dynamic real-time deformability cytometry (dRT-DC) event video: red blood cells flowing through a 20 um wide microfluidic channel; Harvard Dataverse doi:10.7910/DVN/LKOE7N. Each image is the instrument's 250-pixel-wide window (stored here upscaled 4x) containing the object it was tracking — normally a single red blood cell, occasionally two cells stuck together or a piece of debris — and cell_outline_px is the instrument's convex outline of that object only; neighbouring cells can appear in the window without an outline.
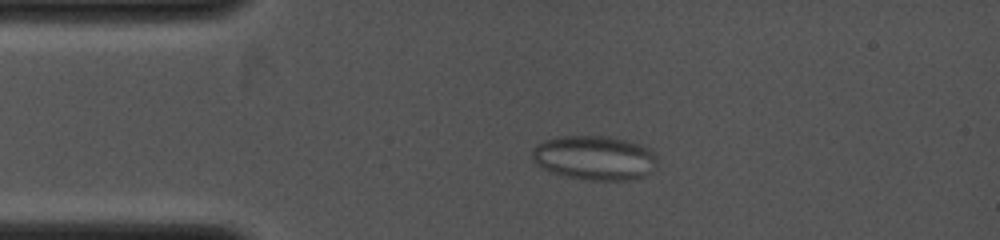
{"species": "common noctule bat (a hibernating species)", "species_latin": "Nyctalus noctula", "temperature_condition": "cold", "stored_images_in_passage": 4, "camera_frame_rate_fps": 4000, "um_per_image_px": 0.085, "animal": {"sex": "female", "body_mass_g": 19.0, "forearm_length_mm": 53.3}, "frame": {"image": 1, "passage_image": 3, "time_ms": 2.25, "image_size_px": [1000, 240], "cell_outline_px": [[656, 168], [652, 172], [644, 176], [628, 180], [588, 180], [568, 176], [552, 172], [544, 168], [532, 160], [532, 148], [536, 144], [544, 140], [564, 136], [608, 136], [640, 144], [648, 148], [656, 156]], "centroid_in_image_um": [50.55, 13.41], "position_along_channel_um": 34.5, "area_um2": 32.25}}